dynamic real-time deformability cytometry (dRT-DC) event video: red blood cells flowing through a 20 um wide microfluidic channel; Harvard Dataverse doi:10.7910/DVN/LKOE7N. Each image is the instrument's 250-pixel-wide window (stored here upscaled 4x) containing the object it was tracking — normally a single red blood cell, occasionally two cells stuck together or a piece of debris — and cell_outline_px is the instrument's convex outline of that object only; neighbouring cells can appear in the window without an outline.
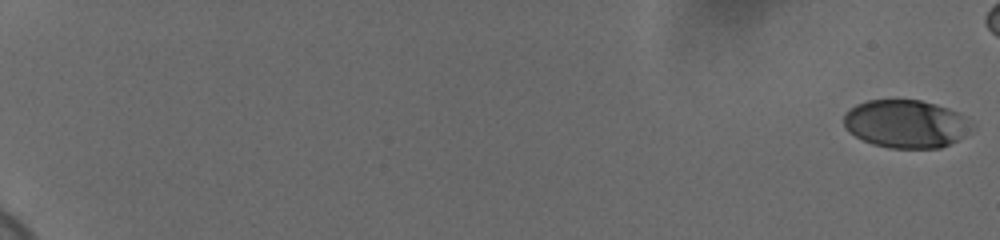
{"species": "human", "species_latin": "Homo sapiens", "temperature_condition": "cold", "stored_images_in_passage": 8, "camera_frame_rate_fps": 3000, "um_per_image_px": 0.085, "donor": {"sex": "female"}, "frame": {"image": 1, "passage_image": 1, "time_ms": 0.0, "image_size_px": [1000, 240], "cell_outline_px": [[972, 132], [940, 148], [888, 148], [872, 144], [856, 136], [844, 124], [844, 112], [856, 104], [868, 100], [920, 100], [936, 104], [948, 108], [964, 116], [972, 124]], "centroid_in_image_um": [77.01, 10.52], "position_along_channel_um": 8.0, "area_um2": 35.66}}